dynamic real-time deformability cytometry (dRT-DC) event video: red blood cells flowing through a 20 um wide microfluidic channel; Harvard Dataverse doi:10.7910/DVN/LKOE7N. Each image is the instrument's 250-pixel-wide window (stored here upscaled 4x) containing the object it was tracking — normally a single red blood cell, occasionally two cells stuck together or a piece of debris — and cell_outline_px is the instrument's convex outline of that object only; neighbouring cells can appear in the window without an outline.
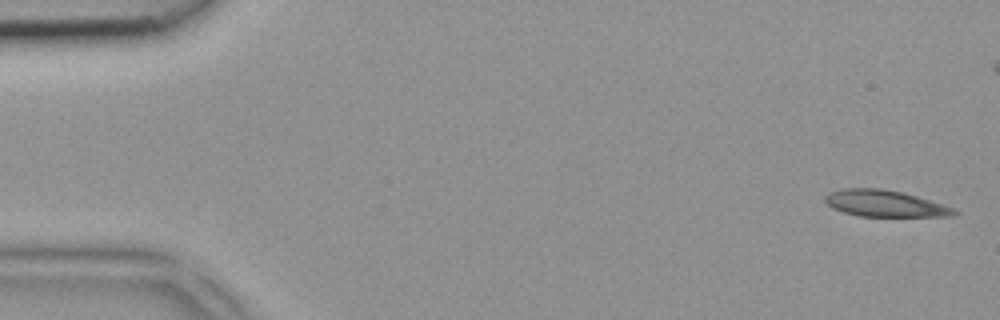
{"species": "common noctule bat (a hibernating species)", "species_latin": "Nyctalus noctula", "temperature_condition": "room temperature", "stored_images_in_passage": 2, "camera_frame_rate_fps": 3000, "um_per_image_px": 0.085, "animal": {"sex": "female", "body_mass_g": 18.4}, "frame": {"image": 1, "passage_image": 2, "time_ms": 0.333, "image_size_px": [1000, 320], "cell_outline_px": [[960, 212], [956, 216], [860, 216], [844, 212], [832, 208], [824, 200], [824, 196], [828, 192], [840, 188], [880, 188], [900, 192], [916, 196], [952, 208]], "centroid_in_image_um": [75.15, 17.29], "position_along_channel_um": 9.8, "area_um2": 19.77}}